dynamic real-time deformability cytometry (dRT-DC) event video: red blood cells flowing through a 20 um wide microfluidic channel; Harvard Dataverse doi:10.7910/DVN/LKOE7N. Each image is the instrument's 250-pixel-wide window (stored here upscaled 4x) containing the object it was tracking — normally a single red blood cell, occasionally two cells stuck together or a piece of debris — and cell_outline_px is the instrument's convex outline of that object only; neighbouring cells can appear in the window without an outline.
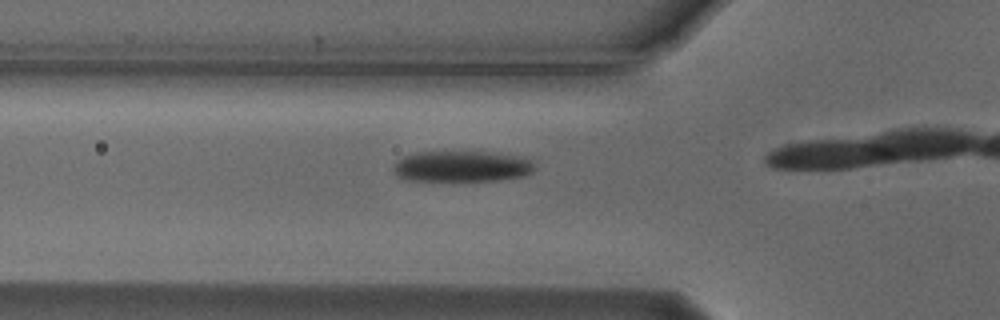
{"species": "Egyptian fruit bat (a non-hibernating species)", "species_latin": "Rousettus aegyptiacus", "temperature_condition": "cold", "stored_images_in_passage": 15, "camera_frame_rate_fps": 3000, "um_per_image_px": 0.085, "animal": {"sex": "male"}, "frame": {"image": 1, "passage_image": 13, "time_ms": 4.0, "image_size_px": [1000, 320], "cell_outline_px": [[536, 168], [532, 172], [524, 176], [496, 180], [408, 180], [396, 176], [392, 172], [392, 168], [396, 160], [404, 156], [416, 152], [488, 152], [520, 156], [532, 160], [536, 164]], "centroid_in_image_um": [39.25, 14.13], "position_along_channel_um": 86.6, "area_um2": 25.61}}